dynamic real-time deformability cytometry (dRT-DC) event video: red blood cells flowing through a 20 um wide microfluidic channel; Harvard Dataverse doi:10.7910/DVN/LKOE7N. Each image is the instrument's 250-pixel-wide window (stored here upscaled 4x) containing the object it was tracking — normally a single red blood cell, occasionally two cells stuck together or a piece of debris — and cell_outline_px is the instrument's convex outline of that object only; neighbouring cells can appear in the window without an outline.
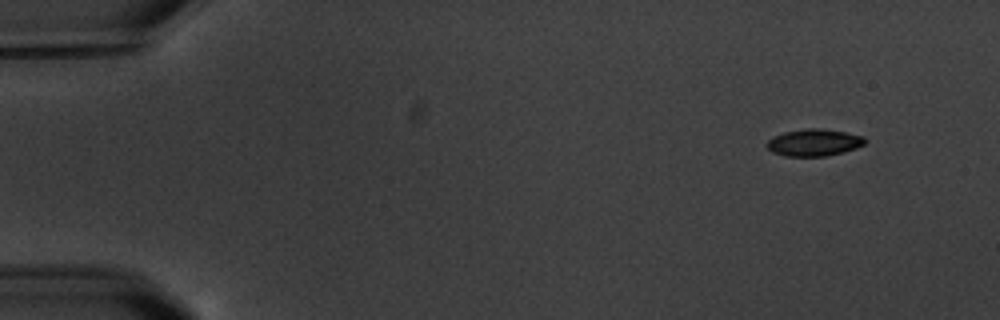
{"species": "common noctule bat (a hibernating species)", "species_latin": "Nyctalus noctula", "temperature_condition": "warm", "stored_images_in_passage": 10, "camera_frame_rate_fps": 3000, "um_per_image_px": 0.085, "animal": {"sex": "male", "body_mass_g": 20.1, "forearm_length_mm": 53.5}, "frame": {"image": 1, "passage_image": 1, "time_ms": 0.0, "image_size_px": [1000, 320], "cell_outline_px": [[864, 144], [856, 148], [844, 152], [828, 156], [784, 156], [772, 152], [764, 144], [772, 136], [784, 132], [804, 128], [820, 128], [848, 132], [864, 136]], "centroid_in_image_um": [69.16, 12.11], "position_along_channel_um": 15.8, "area_um2": 15.66}}
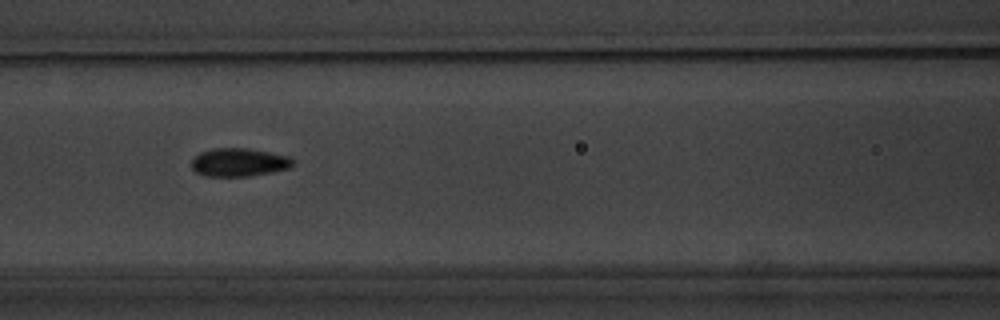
{"frame": {"image": 2, "passage_image": 7, "time_ms": 7.0, "image_size_px": [1000, 320], "cell_outline_px": [[296, 164], [288, 168], [272, 172], [248, 176], [208, 176], [196, 172], [192, 168], [192, 160], [200, 152], [212, 148], [248, 148], [288, 156], [296, 160]], "centroid_in_image_um": [20.34, 13.79], "position_along_channel_um": 146.3, "area_um2": 16.7}}